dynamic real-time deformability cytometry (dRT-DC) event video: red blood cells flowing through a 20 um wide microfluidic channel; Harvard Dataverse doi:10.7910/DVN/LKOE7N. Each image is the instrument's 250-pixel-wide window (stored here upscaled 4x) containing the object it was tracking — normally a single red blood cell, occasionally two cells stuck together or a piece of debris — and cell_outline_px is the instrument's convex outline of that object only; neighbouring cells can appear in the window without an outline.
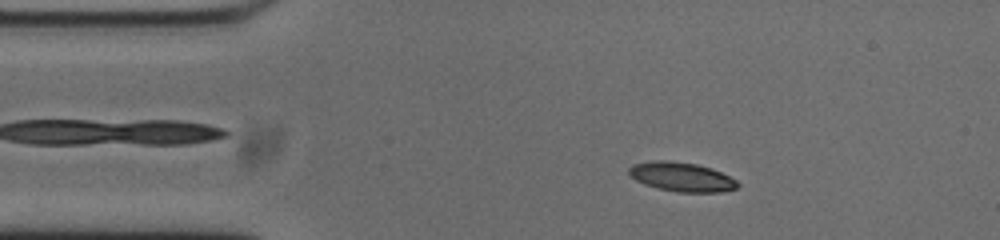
{"species": "common noctule bat (a hibernating species)", "species_latin": "Nyctalus noctula", "temperature_condition": "cold", "stored_images_in_passage": 52, "camera_frame_rate_fps": 3000, "um_per_image_px": 0.085, "animal": {"sex": "male", "body_mass_g": 20.0, "forearm_length_mm": 53.3}, "frame": {"image": 1, "passage_image": 7, "time_ms": 2.0, "image_size_px": [1000, 240], "cell_outline_px": [[740, 184], [736, 188], [720, 192], [676, 192], [644, 184], [636, 180], [628, 172], [628, 168], [632, 164], [656, 160], [664, 160], [696, 164], [712, 168], [736, 180]], "centroid_in_image_um": [57.93, 15.03], "position_along_channel_um": 27.1, "area_um2": 18.32}}
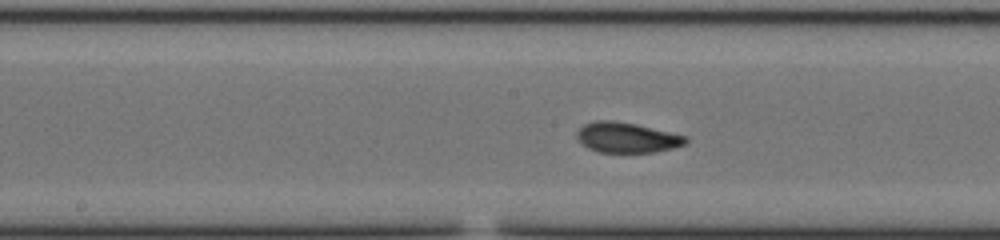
{"frame": {"image": 2, "passage_image": 24, "time_ms": 7.667, "image_size_px": [1000, 240], "cell_outline_px": [[688, 140], [684, 144], [672, 148], [652, 152], [600, 152], [588, 148], [576, 136], [576, 132], [584, 124], [596, 120], [612, 120], [636, 124], [688, 136]], "centroid_in_image_um": [53.29, 11.68], "position_along_channel_um": 194.9, "area_um2": 19.02}}
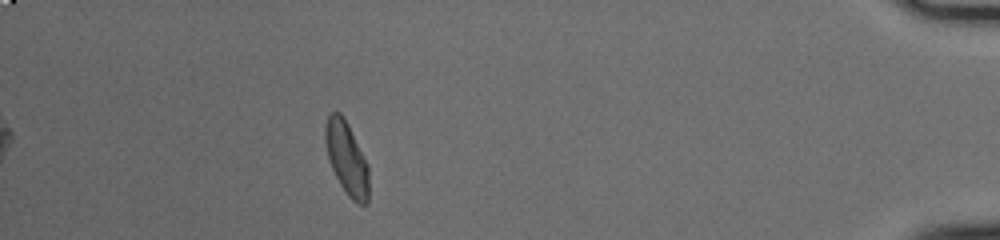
{"frame": {"image": 3, "passage_image": 46, "time_ms": 15.0, "image_size_px": [1000, 240], "cell_outline_px": [[368, 204], [356, 204], [348, 196], [340, 184], [328, 160], [324, 140], [324, 124], [328, 116], [332, 112], [340, 112], [344, 116], [368, 164]], "centroid_in_image_um": [29.45, 13.44], "position_along_channel_um": 405.8, "area_um2": 18.67}, "authors_computed_cell_mechanics": {"area_um2": 18.5827, "velocity_mm_per_s": 3.7372, "shape_relaxation_time_tau1_ms": 5.0272, "shape_relaxation_time_tau2_ms": 0.7248, "deformation_change_tau1": 0.1848, "deformation_change_tau2": 0.0588}}